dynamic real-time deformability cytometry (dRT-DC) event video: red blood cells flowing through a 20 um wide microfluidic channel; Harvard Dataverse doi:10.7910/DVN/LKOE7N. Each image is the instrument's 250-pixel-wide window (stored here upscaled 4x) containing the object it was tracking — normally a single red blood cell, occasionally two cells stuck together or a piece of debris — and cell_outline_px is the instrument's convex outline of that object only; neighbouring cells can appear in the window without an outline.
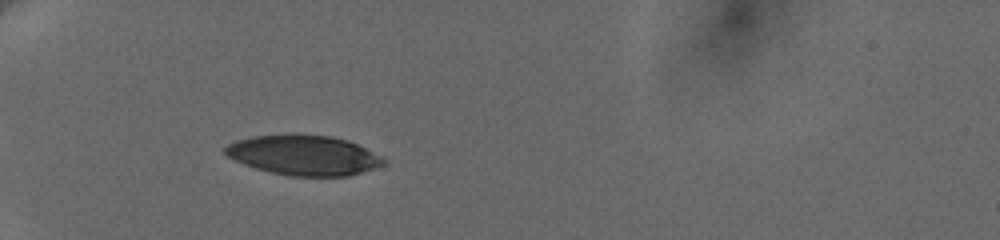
{"species": "human", "species_latin": "Homo sapiens", "temperature_condition": "cold", "stored_images_in_passage": 11, "camera_frame_rate_fps": 3000, "um_per_image_px": 0.085, "donor": {"sex": "female"}, "frame": {"image": 1, "passage_image": 8, "time_ms": 6.667, "image_size_px": [1000, 240], "cell_outline_px": [[388, 160], [384, 164], [348, 176], [288, 176], [256, 168], [244, 164], [228, 156], [224, 152], [224, 148], [228, 144], [236, 140], [256, 136], [332, 136], [348, 140]], "centroid_in_image_um": [25.82, 13.21], "position_along_channel_um": 59.2, "area_um2": 35.95}}
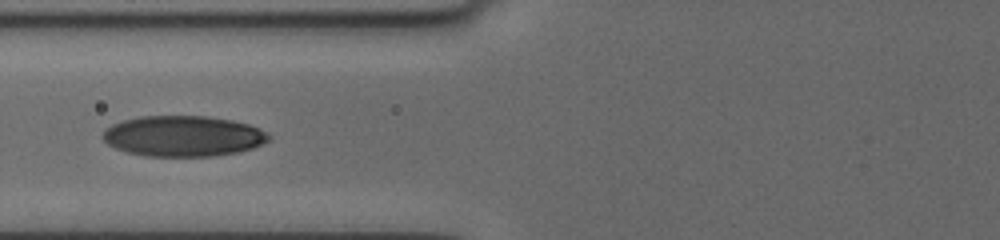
{"frame": {"image": 2, "passage_image": 10, "time_ms": 8.667, "image_size_px": [1000, 240], "cell_outline_px": [[272, 136], [268, 140], [252, 148], [236, 152], [212, 156], [144, 156], [128, 152], [116, 148], [108, 144], [104, 140], [104, 132], [112, 124], [124, 120], [140, 116], [204, 116], [232, 120], [248, 124]], "centroid_in_image_um": [15.55, 11.57], "position_along_channel_um": 110.2, "area_um2": 38.9}}